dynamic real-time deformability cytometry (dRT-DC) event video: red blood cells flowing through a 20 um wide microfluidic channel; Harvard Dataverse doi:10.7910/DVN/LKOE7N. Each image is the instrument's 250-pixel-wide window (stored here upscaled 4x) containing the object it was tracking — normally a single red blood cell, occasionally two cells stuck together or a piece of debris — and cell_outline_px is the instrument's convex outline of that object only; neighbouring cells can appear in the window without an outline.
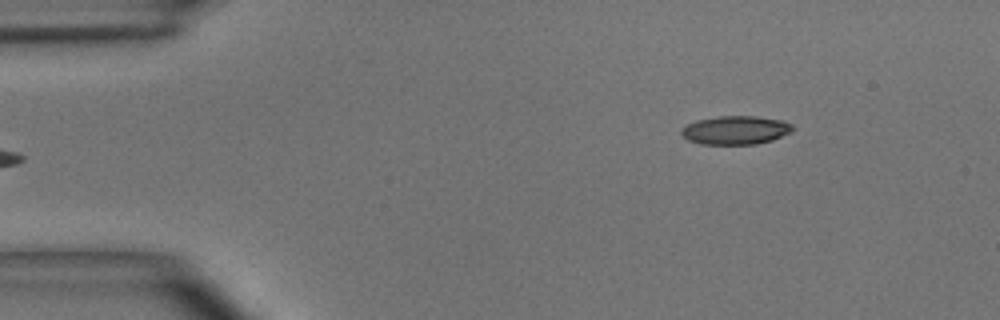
{"species": "common noctule bat (a hibernating species)", "species_latin": "Nyctalus noctula", "temperature_condition": "room temperature", "stored_images_in_passage": 4, "segment_of_instrument_passage": [2, 2], "camera_frame_rate_fps": 3000, "um_per_image_px": 0.085, "animal": {"sex": "male", "body_mass_g": 15.6}, "frame": {"image": 1, "passage_image": 4, "time_ms": 1.0, "image_size_px": [1000, 320], "cell_outline_px": [[796, 128], [792, 132], [772, 140], [756, 144], [700, 144], [688, 140], [680, 132], [688, 124], [696, 120], [716, 116], [756, 116], [784, 120], [792, 124]], "centroid_in_image_um": [62.58, 11.05], "position_along_channel_um": 22.4, "area_um2": 18.67}}